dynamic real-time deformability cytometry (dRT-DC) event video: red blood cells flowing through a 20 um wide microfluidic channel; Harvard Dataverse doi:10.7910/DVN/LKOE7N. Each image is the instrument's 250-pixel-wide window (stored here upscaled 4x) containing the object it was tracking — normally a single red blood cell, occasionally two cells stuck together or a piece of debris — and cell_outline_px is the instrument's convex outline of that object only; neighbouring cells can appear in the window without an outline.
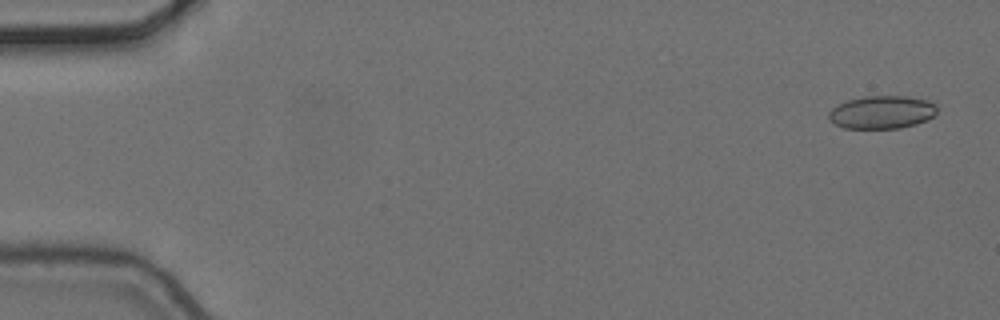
{"species": "common noctule bat (a hibernating species)", "species_latin": "Nyctalus noctula", "temperature_condition": "cold", "stored_images_in_passage": 6, "segment_of_instrument_passage": [1, 2], "camera_frame_rate_fps": 3000, "um_per_image_px": 0.085, "animal": {"sex": "female", "body_mass_g": 24.6, "forearm_length_mm": 56.2}, "frame": {"image": 1, "passage_image": 1, "time_ms": 0.0, "image_size_px": [1000, 320], "cell_outline_px": [[936, 112], [928, 120], [916, 124], [900, 128], [844, 128], [828, 120], [828, 112], [832, 108], [848, 100], [864, 96], [904, 96], [928, 100], [936, 104]], "centroid_in_image_um": [74.96, 9.54], "position_along_channel_um": 10.0, "area_um2": 20.81}}
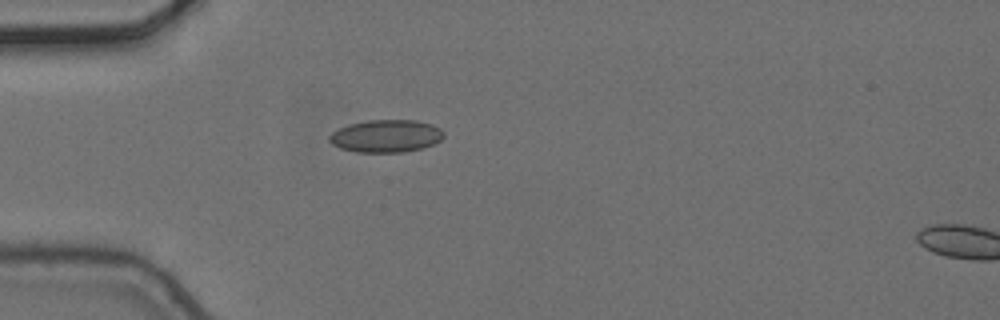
{"frame": {"image": 2, "passage_image": 5, "time_ms": 1.333, "image_size_px": [1000, 320], "cell_outline_px": [[444, 136], [440, 140], [424, 148], [404, 152], [356, 152], [340, 148], [332, 144], [328, 140], [328, 136], [332, 132], [348, 124], [368, 120], [416, 120], [432, 124], [440, 128], [444, 132]], "centroid_in_image_um": [32.81, 11.56], "position_along_channel_um": 52.2, "area_um2": 21.85}}